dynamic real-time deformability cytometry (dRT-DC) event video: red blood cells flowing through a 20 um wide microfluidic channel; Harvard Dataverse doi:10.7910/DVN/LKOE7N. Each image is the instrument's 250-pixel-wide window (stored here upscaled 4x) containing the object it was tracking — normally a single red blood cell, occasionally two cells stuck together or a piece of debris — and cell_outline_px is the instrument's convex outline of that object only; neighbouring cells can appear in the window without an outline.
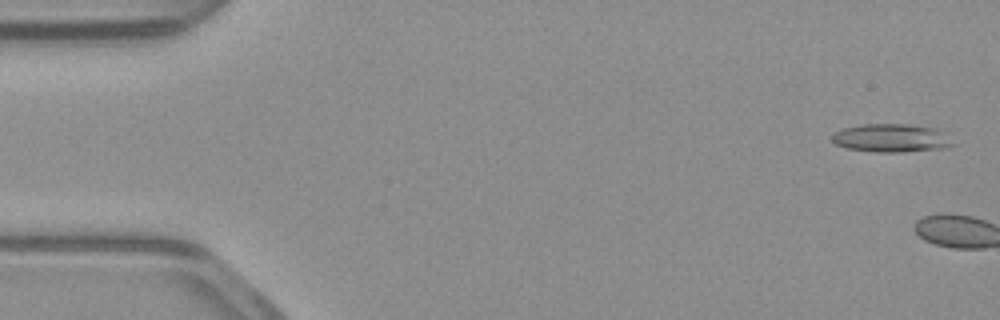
{"species": "common noctule bat (a hibernating species)", "species_latin": "Nyctalus noctula", "temperature_condition": "warm", "stored_images_in_passage": 2, "camera_frame_rate_fps": 3000, "um_per_image_px": 0.085, "animal": {"sex": "male", "body_mass_g": 23.1, "forearm_length_mm": 52.7}, "frame": {"image": 1, "passage_image": 1, "time_ms": 0.0, "image_size_px": [1000, 320], "cell_outline_px": [[952, 144], [948, 148], [904, 152], [876, 152], [848, 148], [836, 144], [832, 140], [832, 136], [836, 132], [844, 128], [860, 124], [908, 124], [936, 128]], "centroid_in_image_um": [75.72, 11.73], "position_along_channel_um": 9.3, "area_um2": 19.59}}